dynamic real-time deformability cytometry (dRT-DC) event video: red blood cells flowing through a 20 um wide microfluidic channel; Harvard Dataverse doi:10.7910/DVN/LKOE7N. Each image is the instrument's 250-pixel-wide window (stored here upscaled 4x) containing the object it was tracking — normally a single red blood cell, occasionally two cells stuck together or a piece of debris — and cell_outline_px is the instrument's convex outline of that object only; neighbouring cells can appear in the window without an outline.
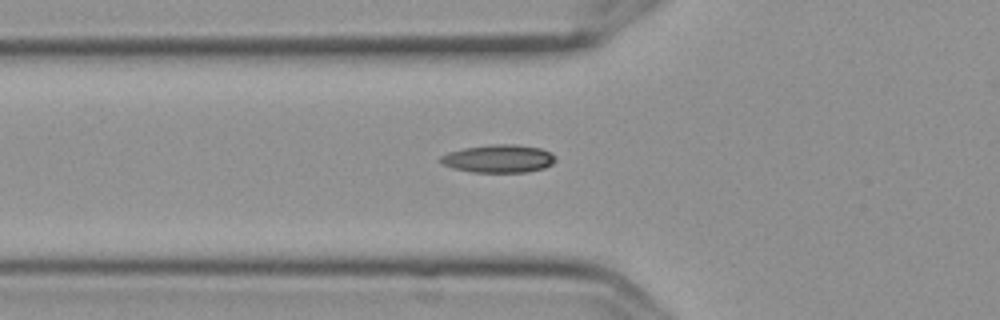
{"species": "Egyptian fruit bat (a non-hibernating species)", "species_latin": "Rousettus aegyptiacus", "temperature_condition": "cold", "stored_images_in_passage": 8, "camera_frame_rate_fps": 3000, "um_per_image_px": 0.085, "frame": {"image": 1, "passage_image": 8, "time_ms": 2.333, "image_size_px": [1000, 320], "cell_outline_px": [[556, 160], [552, 164], [544, 168], [528, 172], [472, 172], [452, 168], [440, 164], [436, 160], [440, 156], [448, 152], [464, 148], [492, 144], [516, 144], [540, 148], [556, 156]], "centroid_in_image_um": [42.33, 13.49], "position_along_channel_um": 83.5, "area_um2": 18.96}}